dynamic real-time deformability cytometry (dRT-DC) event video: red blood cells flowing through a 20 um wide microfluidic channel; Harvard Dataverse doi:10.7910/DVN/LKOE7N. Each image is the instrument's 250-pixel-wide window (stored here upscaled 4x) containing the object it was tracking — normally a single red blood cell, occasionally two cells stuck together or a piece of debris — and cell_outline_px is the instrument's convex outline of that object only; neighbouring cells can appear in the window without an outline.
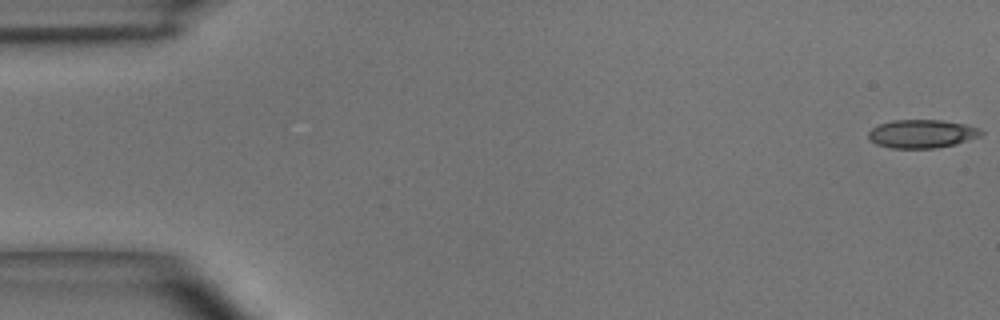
{"species": "common noctule bat (a hibernating species)", "species_latin": "Nyctalus noctula", "temperature_condition": "room temperature", "stored_images_in_passage": 50, "camera_frame_rate_fps": 3000, "um_per_image_px": 0.085, "animal": {"sex": "male", "body_mass_g": 15.6}, "frame": {"image": 1, "passage_image": 1, "time_ms": 0.0, "image_size_px": [1000, 320], "cell_outline_px": [[984, 132], [980, 136], [956, 144], [936, 148], [892, 148], [876, 144], [868, 136], [868, 132], [872, 128], [880, 124], [892, 120], [940, 120], [964, 124], [976, 128]], "centroid_in_image_um": [78.35, 11.37], "position_along_channel_um": 6.7, "area_um2": 18.44}}
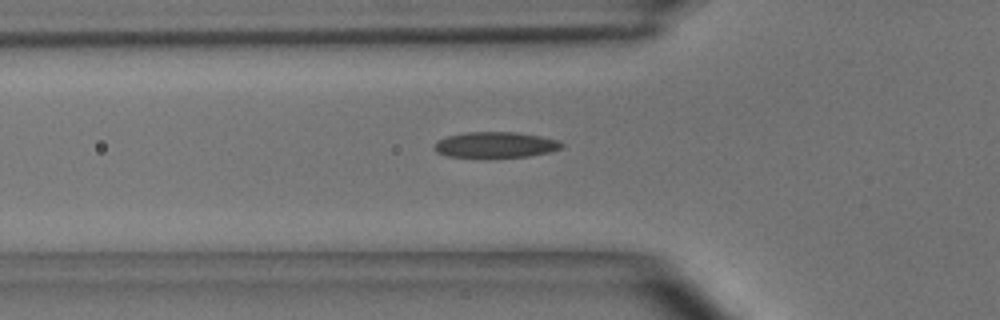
{"frame": {"image": 2, "passage_image": 17, "time_ms": 5.333, "image_size_px": [1000, 320], "cell_outline_px": [[564, 144], [560, 148], [552, 152], [528, 156], [488, 160], [448, 156], [436, 152], [432, 148], [436, 140], [448, 136], [468, 132], [516, 132], [540, 136], [560, 140]], "centroid_in_image_um": [42.09, 12.35], "position_along_channel_um": 83.7, "area_um2": 20.06}}
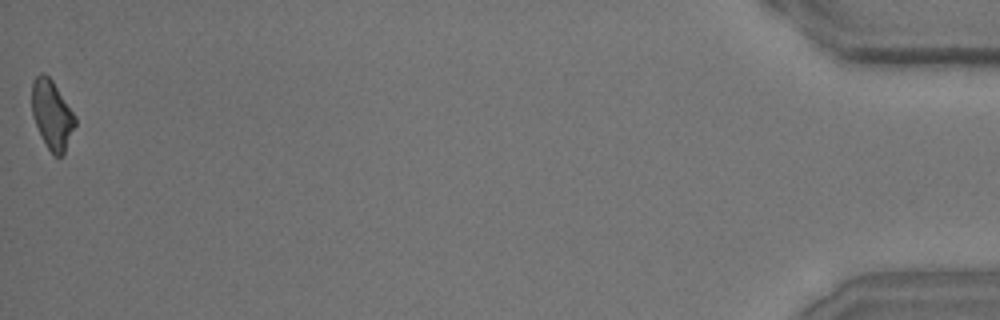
{"frame": {"image": 3, "passage_image": 50, "time_ms": 16.333, "image_size_px": [1000, 320], "cell_outline_px": [[76, 124], [64, 152], [60, 156], [56, 156], [48, 148], [32, 116], [32, 80], [40, 72], [44, 72], [52, 80], [76, 116]], "centroid_in_image_um": [4.41, 9.7], "position_along_channel_um": 430.8, "area_um2": 17.11}, "authors_computed_cell_mechanics": {"area_um2": 18.5249, "velocity_mm_per_s": 4.0157, "shape_relaxation_time_tau1_ms": 7.7281, "shape_relaxation_time_tau2_ms": 2.6824, "deformation_change_tau1": 0.1853, "deformation_change_tau2": 0.1196}}